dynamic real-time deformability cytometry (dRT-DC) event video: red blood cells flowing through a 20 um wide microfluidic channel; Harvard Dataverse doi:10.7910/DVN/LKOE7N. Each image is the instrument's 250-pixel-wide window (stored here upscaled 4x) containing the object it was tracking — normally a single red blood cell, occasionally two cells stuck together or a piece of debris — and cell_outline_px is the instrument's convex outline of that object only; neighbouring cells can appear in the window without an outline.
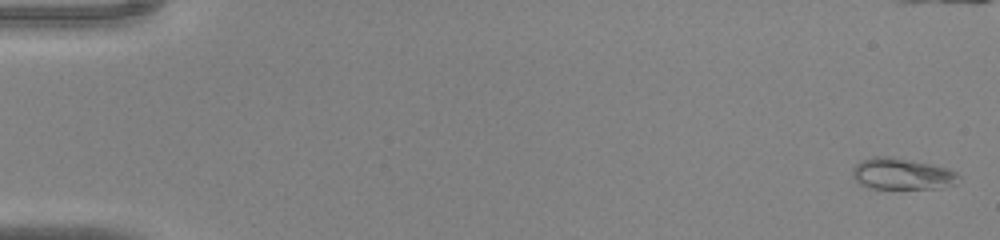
{"species": "common noctule bat (a hibernating species)", "species_latin": "Nyctalus noctula", "temperature_condition": "warm", "stored_images_in_passage": 45, "camera_frame_rate_fps": 3000, "um_per_image_px": 0.085, "animal": {"sex": "male", "body_mass_g": 20.0, "forearm_length_mm": 53.3}, "frame": {"image": 1, "passage_image": 1, "time_ms": 0.0, "image_size_px": [1000, 240], "cell_outline_px": [[960, 176], [956, 184], [940, 188], [868, 188], [860, 184], [852, 176], [852, 168], [860, 160], [872, 156], [892, 156], [932, 164], [948, 168], [956, 172]], "centroid_in_image_um": [76.65, 14.77], "position_along_channel_um": 8.3, "area_um2": 19.65}}
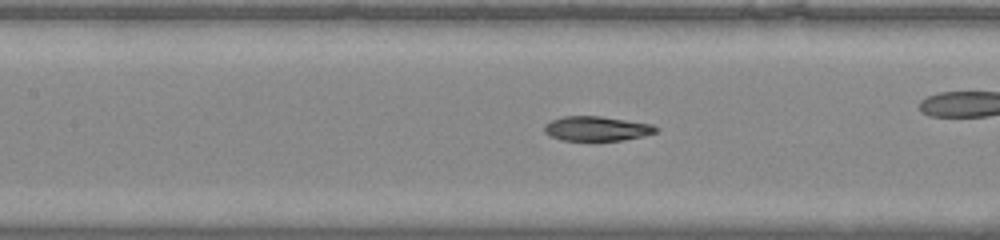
{"frame": {"image": 2, "passage_image": 21, "time_ms": 6.667, "image_size_px": [1000, 240], "cell_outline_px": [[660, 128], [656, 132], [644, 136], [624, 140], [560, 140], [548, 136], [544, 132], [544, 124], [560, 116], [600, 116], [652, 124]], "centroid_in_image_um": [50.7, 10.93], "position_along_channel_um": 156.7, "area_um2": 16.13}}
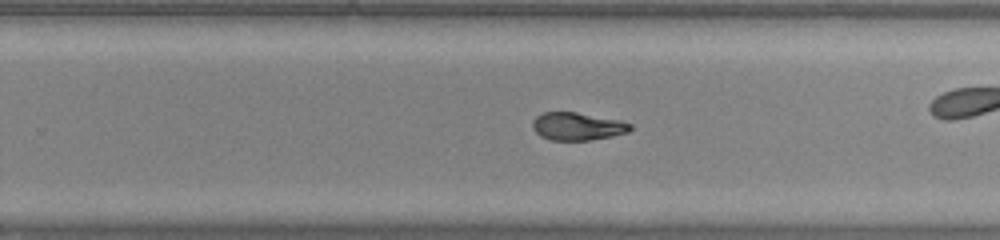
{"frame": {"image": 3, "passage_image": 29, "time_ms": 9.333, "image_size_px": [1000, 240], "cell_outline_px": [[632, 128], [628, 132], [612, 136], [588, 140], [548, 140], [540, 136], [532, 128], [532, 120], [536, 116], [544, 112], [576, 112], [620, 120], [632, 124]], "centroid_in_image_um": [49.06, 10.74], "position_along_channel_um": 280.7, "area_um2": 15.9}}